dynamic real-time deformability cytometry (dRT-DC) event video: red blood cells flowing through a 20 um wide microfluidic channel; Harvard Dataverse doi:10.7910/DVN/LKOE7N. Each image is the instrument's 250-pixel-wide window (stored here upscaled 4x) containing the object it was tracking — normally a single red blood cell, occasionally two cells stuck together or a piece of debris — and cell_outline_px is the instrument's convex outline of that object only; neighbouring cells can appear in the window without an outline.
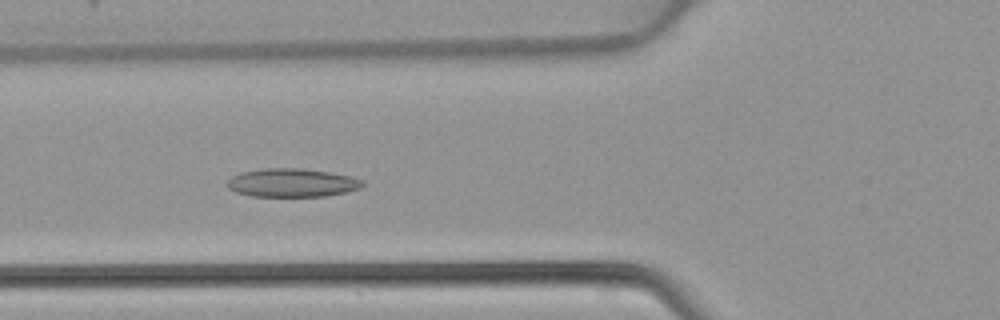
{"species": "common noctule bat (a hibernating species)", "species_latin": "Nyctalus noctula", "temperature_condition": "warm", "stored_images_in_passage": 47, "camera_frame_rate_fps": 3000, "um_per_image_px": 0.085, "animal": {"sex": "female", "body_mass_g": 22.7, "forearm_length_mm": 54.2}, "frame": {"image": 1, "passage_image": 18, "time_ms": 5.667, "image_size_px": [1000, 320], "cell_outline_px": [[364, 184], [360, 188], [344, 192], [324, 196], [252, 196], [236, 192], [228, 188], [228, 180], [232, 176], [240, 172], [260, 168], [304, 168], [352, 176], [364, 180]], "centroid_in_image_um": [24.82, 15.52], "position_along_channel_um": 101.0, "area_um2": 22.48}}
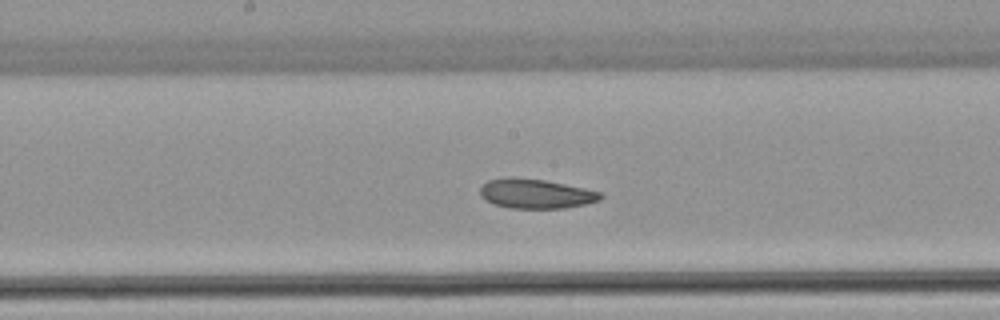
{"frame": {"image": 2, "passage_image": 25, "time_ms": 8.0, "image_size_px": [1000, 320], "cell_outline_px": [[604, 196], [600, 200], [584, 204], [564, 208], [512, 208], [492, 204], [484, 200], [480, 196], [480, 188], [488, 180], [504, 176], [512, 176], [544, 180], [584, 188], [600, 192]], "centroid_in_image_um": [45.49, 16.45], "position_along_channel_um": 202.7, "area_um2": 20.87}}
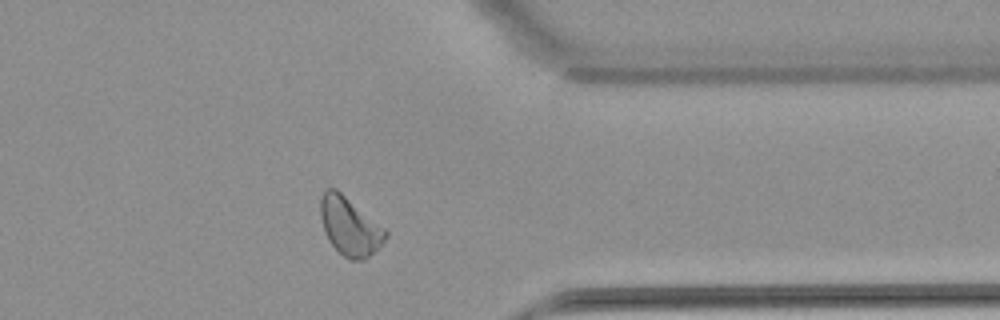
{"frame": {"image": 3, "passage_image": 38, "time_ms": 12.333, "image_size_px": [1000, 320], "cell_outline_px": [[388, 236], [364, 260], [348, 260], [328, 240], [324, 232], [320, 216], [320, 196], [328, 188], [336, 188], [384, 228], [388, 232]], "centroid_in_image_um": [29.69, 19.23], "position_along_channel_um": 381.7, "area_um2": 21.73}}